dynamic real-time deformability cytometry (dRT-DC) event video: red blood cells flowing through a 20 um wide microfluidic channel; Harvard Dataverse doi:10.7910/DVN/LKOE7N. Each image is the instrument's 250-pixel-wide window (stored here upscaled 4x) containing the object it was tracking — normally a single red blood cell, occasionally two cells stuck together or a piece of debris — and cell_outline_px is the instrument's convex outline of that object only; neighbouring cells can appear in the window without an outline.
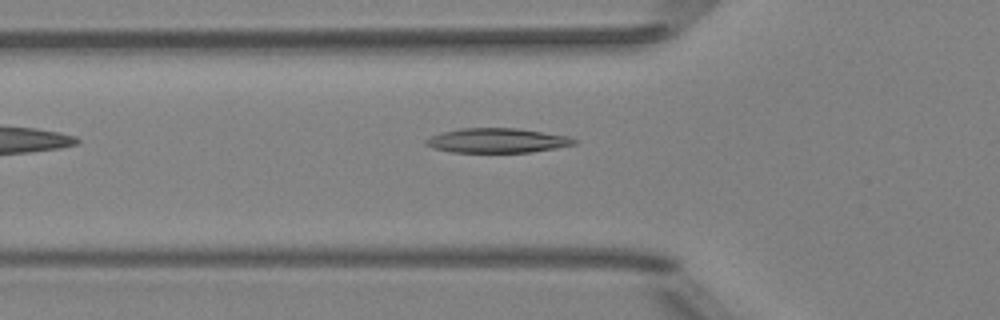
{"species": "Egyptian fruit bat (a non-hibernating species)", "species_latin": "Rousettus aegyptiacus", "temperature_condition": "room temperature", "stored_images_in_passage": 5, "camera_frame_rate_fps": 3000, "um_per_image_px": 0.085, "animal": {"sex": "female"}, "frame": {"image": 1, "passage_image": 5, "time_ms": 5.667, "image_size_px": [1000, 320], "cell_outline_px": [[580, 140], [576, 144], [556, 148], [532, 152], [452, 152], [432, 148], [424, 144], [424, 140], [432, 136], [444, 132], [460, 128], [520, 128], [568, 136]], "centroid_in_image_um": [42.3, 11.94], "position_along_channel_um": 83.5, "area_um2": 21.33}}